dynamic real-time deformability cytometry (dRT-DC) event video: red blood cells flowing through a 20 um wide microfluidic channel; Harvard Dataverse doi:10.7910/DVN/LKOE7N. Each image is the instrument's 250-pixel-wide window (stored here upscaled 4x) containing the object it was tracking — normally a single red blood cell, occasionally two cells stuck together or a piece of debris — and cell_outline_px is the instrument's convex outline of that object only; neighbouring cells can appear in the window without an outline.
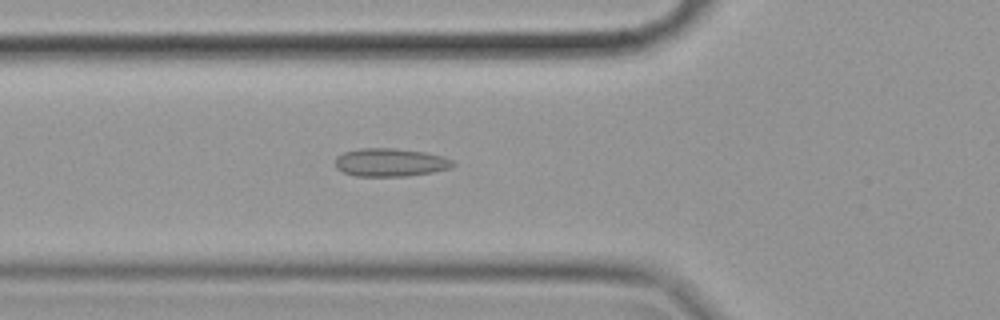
{"species": "common noctule bat (a hibernating species)", "species_latin": "Nyctalus noctula", "temperature_condition": "cold", "stored_images_in_passage": 41, "camera_frame_rate_fps": 3000, "um_per_image_px": 0.085, "animal": {"sex": "female", "body_mass_g": 19.9}, "frame": {"image": 1, "passage_image": 4, "time_ms": 1.0, "image_size_px": [1000, 320], "cell_outline_px": [[456, 164], [448, 168], [432, 172], [408, 176], [356, 176], [344, 172], [336, 168], [336, 156], [344, 152], [360, 148], [396, 148], [424, 152], [444, 156], [452, 160]], "centroid_in_image_um": [33.17, 13.8], "position_along_channel_um": 92.6, "area_um2": 19.31}}
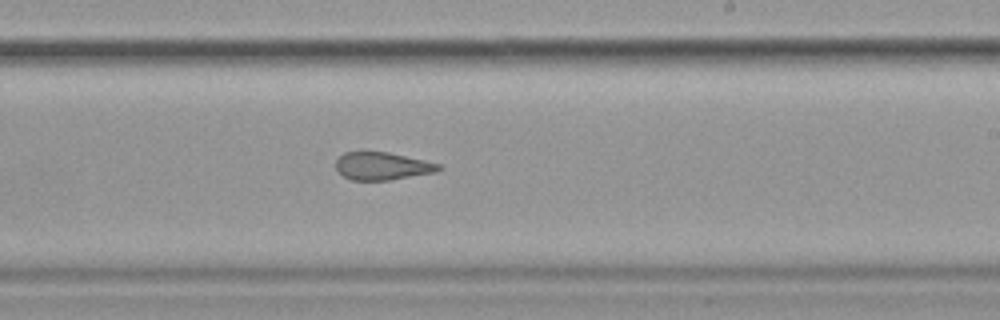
{"frame": {"image": 2, "passage_image": 18, "time_ms": 5.667, "image_size_px": [1000, 320], "cell_outline_px": [[444, 168], [436, 172], [388, 180], [352, 180], [344, 176], [336, 168], [336, 160], [344, 152], [388, 152], [424, 160], [440, 164]], "centroid_in_image_um": [32.51, 14.11], "position_along_channel_um": 256.5, "area_um2": 16.47}}
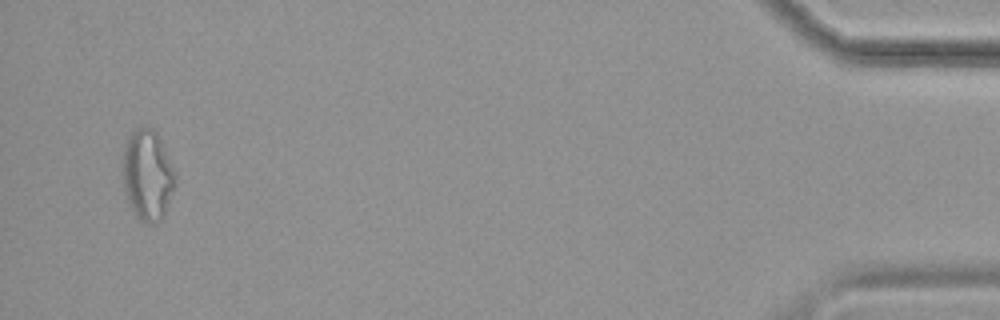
{"frame": {"image": 3, "passage_image": 39, "time_ms": 12.667, "image_size_px": [1000, 320], "cell_outline_px": [[176, 184], [164, 216], [156, 224], [148, 224], [140, 220], [136, 216], [124, 192], [124, 144], [128, 136], [136, 128], [152, 128], [156, 132], [164, 148], [176, 176]], "centroid_in_image_um": [12.55, 14.92], "position_along_channel_um": 422.6, "area_um2": 27.46}, "authors_computed_cell_mechanics": {"area_um2": 18.496, "velocity_mm_per_s": 3.5172, "shape_relaxation_time_tau1_ms": null, "shape_relaxation_time_tau2_ms": 2.3322, "deformation_change_tau1": null, "deformation_change_tau2": 0.0813}}